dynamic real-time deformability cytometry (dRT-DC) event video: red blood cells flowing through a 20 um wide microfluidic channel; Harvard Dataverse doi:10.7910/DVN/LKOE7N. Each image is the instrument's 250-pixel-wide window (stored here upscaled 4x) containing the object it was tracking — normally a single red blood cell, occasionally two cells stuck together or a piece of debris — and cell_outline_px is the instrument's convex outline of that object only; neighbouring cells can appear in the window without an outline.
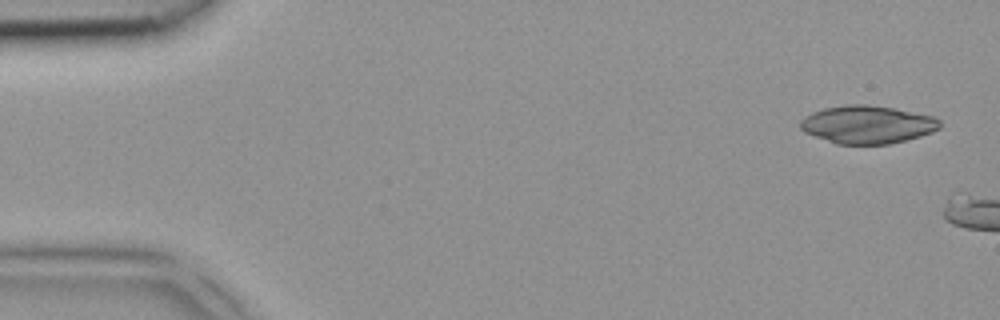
{"species": "common noctule bat (a hibernating species)", "species_latin": "Nyctalus noctula", "temperature_condition": "room temperature", "stored_images_in_passage": 6, "camera_frame_rate_fps": 3000, "um_per_image_px": 0.085, "animal": {"sex": "female", "body_mass_g": 18.4}, "frame": {"image": 1, "passage_image": 1, "time_ms": 0.0, "image_size_px": [1000, 320], "cell_outline_px": [[940, 128], [932, 132], [920, 136], [888, 144], [836, 144], [804, 132], [800, 128], [800, 120], [804, 116], [812, 112], [824, 108], [848, 104], [868, 104], [892, 108], [932, 116], [940, 120]], "centroid_in_image_um": [73.69, 10.58], "position_along_channel_um": 11.3, "area_um2": 30.75}}
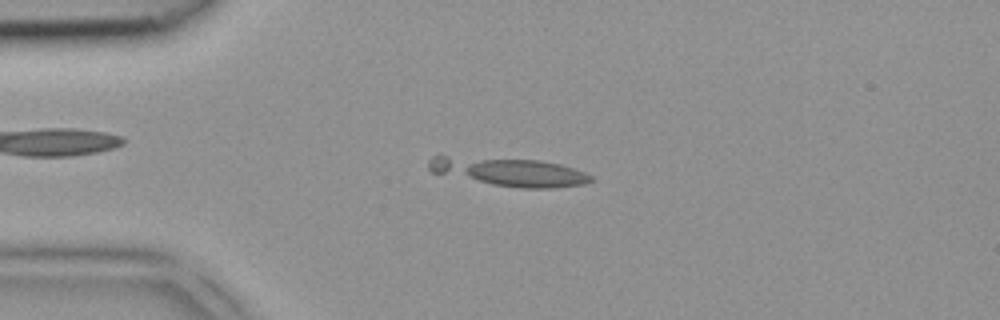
{"frame": {"image": 2, "passage_image": 4, "time_ms": 1.0, "image_size_px": [1000, 320], "cell_outline_px": [[592, 180], [584, 184], [552, 188], [520, 188], [492, 184], [432, 172], [428, 168], [428, 160], [432, 156], [440, 152], [540, 160], [560, 164], [584, 172], [592, 176]], "centroid_in_image_um": [43.11, 14.53], "position_along_channel_um": 41.9, "area_um2": 27.92}}
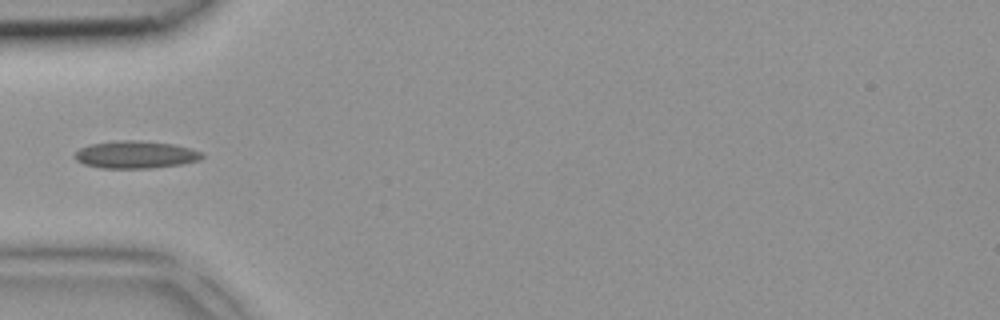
{"frame": {"image": 3, "passage_image": 5, "time_ms": 1.333, "image_size_px": [1000, 320], "cell_outline_px": [[204, 156], [200, 160], [180, 164], [152, 168], [100, 168], [84, 164], [76, 160], [72, 156], [80, 148], [88, 144], [116, 140], [140, 140], [176, 144], [192, 148], [204, 152]], "centroid_in_image_um": [11.54, 13.13], "position_along_channel_um": 73.5, "area_um2": 20.75}}